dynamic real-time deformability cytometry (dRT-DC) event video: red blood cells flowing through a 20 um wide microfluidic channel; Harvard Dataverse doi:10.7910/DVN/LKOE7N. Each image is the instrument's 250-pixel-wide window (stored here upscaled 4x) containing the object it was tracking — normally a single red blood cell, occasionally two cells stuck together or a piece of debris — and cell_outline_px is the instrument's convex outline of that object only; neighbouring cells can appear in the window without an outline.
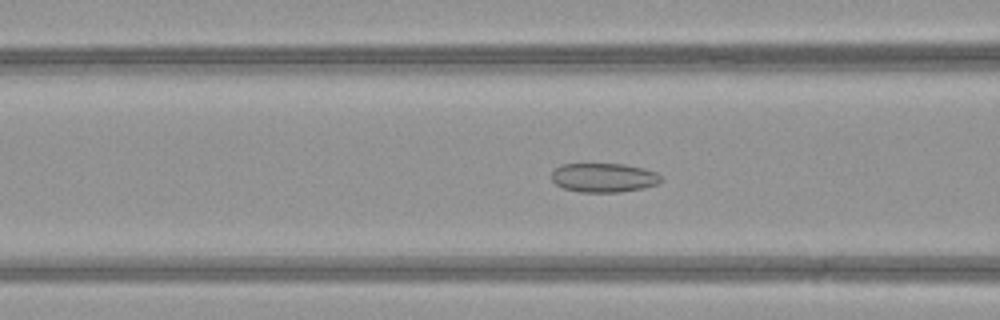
{"species": "common noctule bat (a hibernating species)", "species_latin": "Nyctalus noctula", "temperature_condition": "warm", "stored_images_in_passage": 48, "camera_frame_rate_fps": 3000, "um_per_image_px": 0.085, "animal": {"sex": "female", "body_mass_g": 21.9}, "frame": {"image": 1, "passage_image": 19, "time_ms": 6.0, "image_size_px": [1000, 320], "cell_outline_px": [[664, 180], [656, 184], [644, 188], [620, 192], [580, 192], [564, 188], [556, 184], [552, 180], [552, 172], [560, 164], [624, 164], [644, 168], [656, 172]], "centroid_in_image_um": [51.34, 15.1], "position_along_channel_um": 115.3, "area_um2": 18.61}}
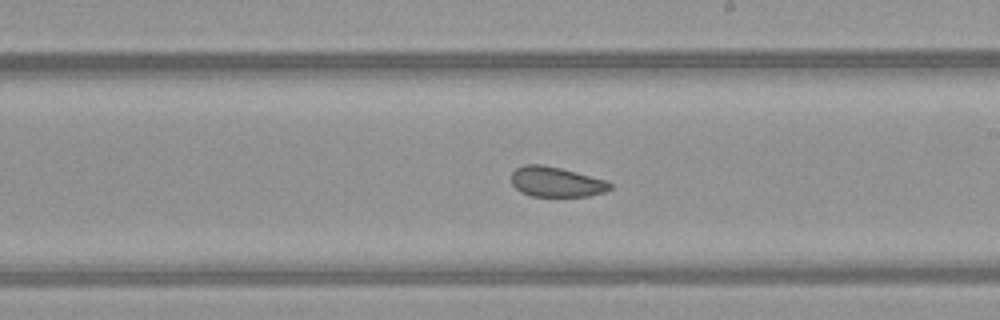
{"frame": {"image": 2, "passage_image": 28, "time_ms": 9.0, "image_size_px": [1000, 320], "cell_outline_px": [[612, 188], [604, 192], [588, 196], [532, 196], [520, 192], [512, 184], [512, 172], [516, 168], [524, 164], [540, 164], [560, 168], [608, 180], [612, 184]], "centroid_in_image_um": [47.29, 15.46], "position_along_channel_um": 241.7, "area_um2": 17.34}}
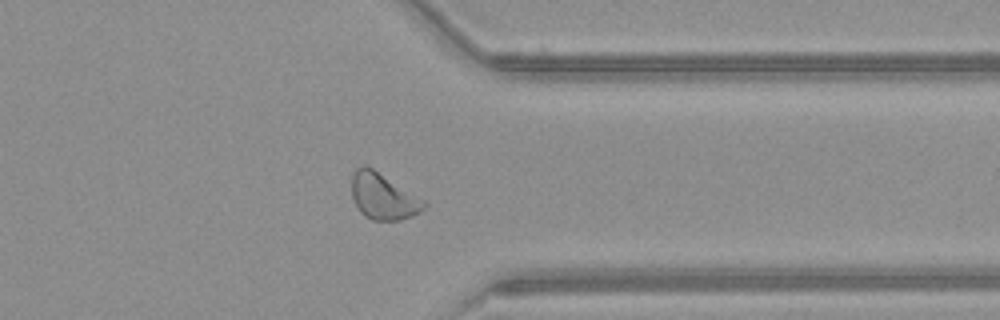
{"frame": {"image": 3, "passage_image": 38, "time_ms": 12.333, "image_size_px": [1000, 320], "cell_outline_px": [[428, 204], [420, 212], [412, 216], [400, 220], [372, 220], [364, 216], [356, 204], [352, 196], [352, 172], [356, 168], [364, 164], [372, 168], [424, 200]], "centroid_in_image_um": [32.56, 16.69], "position_along_channel_um": 378.8, "area_um2": 19.25}, "authors_computed_cell_mechanics": {"area_um2": 20.6057, "velocity_mm_per_s": 4.2001, "shape_relaxation_time_tau1_ms": null, "shape_relaxation_time_tau2_ms": 2.0042, "deformation_change_tau1": null, "deformation_change_tau2": 0.0707}}